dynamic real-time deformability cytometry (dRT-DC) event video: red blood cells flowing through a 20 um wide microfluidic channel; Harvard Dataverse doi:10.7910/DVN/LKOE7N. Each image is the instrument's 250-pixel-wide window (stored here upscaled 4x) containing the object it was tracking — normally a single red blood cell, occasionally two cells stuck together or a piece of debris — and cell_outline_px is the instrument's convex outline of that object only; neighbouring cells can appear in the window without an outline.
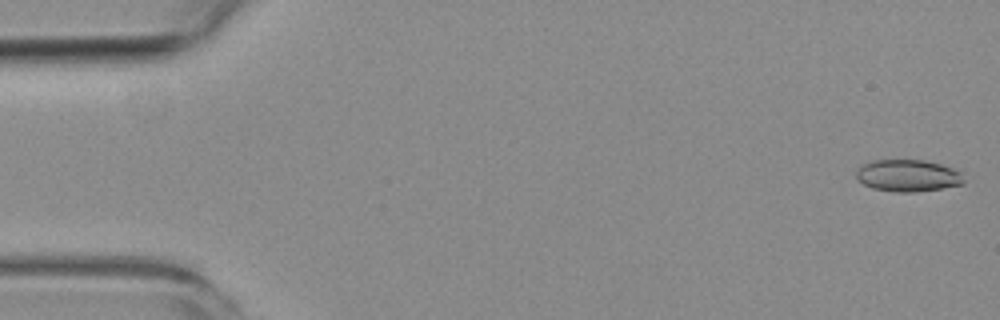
{"species": "common noctule bat (a hibernating species)", "species_latin": "Nyctalus noctula", "temperature_condition": "room temperature", "stored_images_in_passage": 5, "camera_frame_rate_fps": 3000, "um_per_image_px": 0.085, "animal": {"sex": "female", "body_mass_g": 19.3, "forearm_length_mm": 54.1}, "frame": {"image": 1, "passage_image": 1, "time_ms": 0.0, "image_size_px": [1000, 320], "cell_outline_px": [[964, 184], [944, 188], [916, 192], [896, 192], [872, 188], [864, 184], [856, 176], [856, 172], [864, 164], [872, 160], [924, 160], [940, 164], [952, 168], [960, 172], [964, 180]], "centroid_in_image_um": [77.2, 14.93], "position_along_channel_um": 7.8, "area_um2": 19.94}}
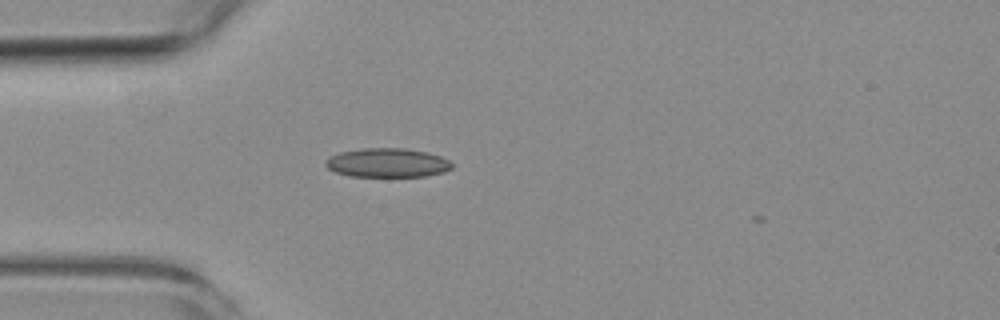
{"frame": {"image": 2, "passage_image": 5, "time_ms": 4.667, "image_size_px": [1000, 320], "cell_outline_px": [[456, 164], [452, 168], [444, 172], [424, 176], [348, 176], [336, 172], [328, 168], [324, 164], [324, 160], [328, 156], [340, 152], [360, 148], [404, 148], [424, 152], [440, 156]], "centroid_in_image_um": [32.9, 13.83], "position_along_channel_um": 52.1, "area_um2": 21.5}}